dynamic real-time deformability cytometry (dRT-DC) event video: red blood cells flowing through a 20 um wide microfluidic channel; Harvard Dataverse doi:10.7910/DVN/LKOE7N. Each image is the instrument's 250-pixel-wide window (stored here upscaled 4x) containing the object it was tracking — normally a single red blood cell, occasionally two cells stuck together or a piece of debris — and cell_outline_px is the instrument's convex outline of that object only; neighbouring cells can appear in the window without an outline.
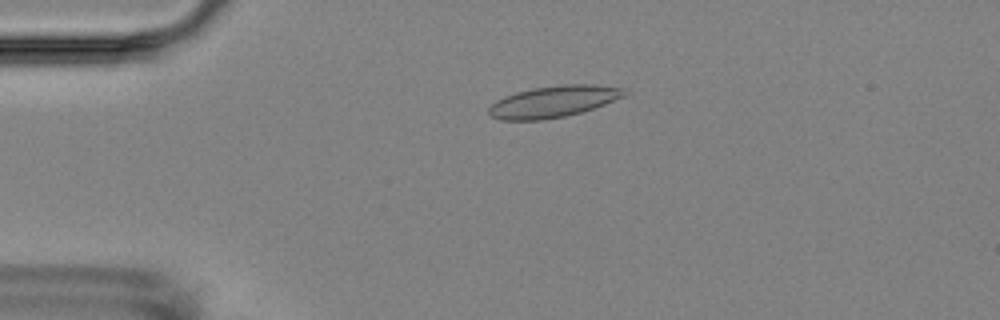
{"species": "Egyptian fruit bat (a non-hibernating species)", "species_latin": "Rousettus aegyptiacus", "temperature_condition": "room temperature", "stored_images_in_passage": 2, "camera_frame_rate_fps": 3000, "um_per_image_px": 0.085, "animal": {"sex": "female"}, "frame": {"image": 1, "passage_image": 1, "time_ms": 0.0, "image_size_px": [1000, 320], "cell_outline_px": [[628, 92], [624, 96], [604, 104], [580, 112], [564, 116], [544, 120], [500, 120], [492, 116], [488, 112], [488, 108], [496, 100], [504, 96], [516, 92], [532, 88], [560, 84], [596, 84], [624, 88]], "centroid_in_image_um": [47.03, 8.62], "position_along_channel_um": 38.0, "area_um2": 24.91}}